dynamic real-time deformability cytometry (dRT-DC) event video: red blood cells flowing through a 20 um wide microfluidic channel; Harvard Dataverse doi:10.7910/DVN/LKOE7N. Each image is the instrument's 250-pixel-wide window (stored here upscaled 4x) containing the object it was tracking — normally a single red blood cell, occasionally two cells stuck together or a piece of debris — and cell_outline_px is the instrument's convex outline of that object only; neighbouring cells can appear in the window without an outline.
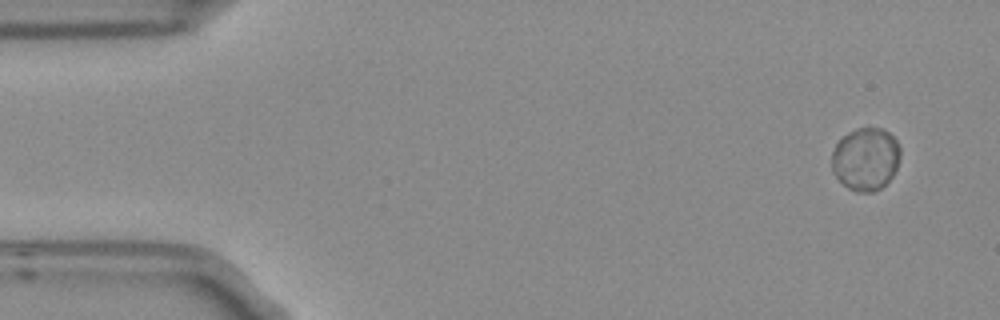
{"species": "Egyptian fruit bat (a non-hibernating species)", "species_latin": "Rousettus aegyptiacus", "temperature_condition": "room temperature", "stored_images_in_passage": 8, "camera_frame_rate_fps": 3000, "um_per_image_px": 0.085, "frame": {"image": 1, "passage_image": 1, "time_ms": 0.0, "image_size_px": [1000, 320], "cell_outline_px": [[900, 156], [896, 168], [892, 176], [880, 188], [872, 192], [856, 192], [848, 188], [832, 172], [832, 152], [836, 144], [848, 132], [856, 128], [880, 128], [888, 132], [896, 140], [900, 148]], "centroid_in_image_um": [73.57, 13.51], "position_along_channel_um": 11.4, "area_um2": 24.91}}
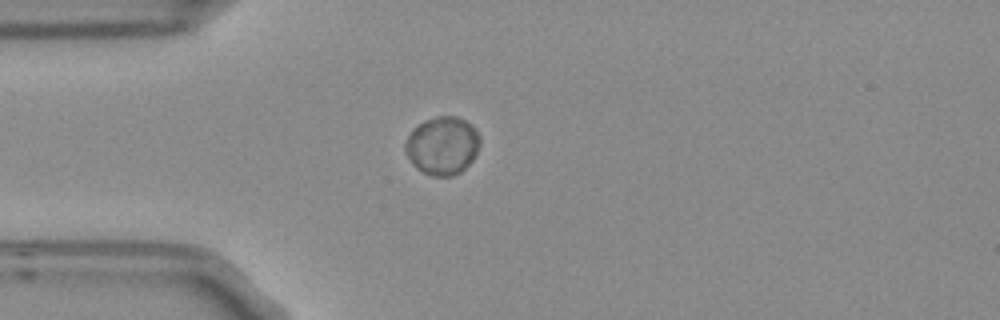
{"frame": {"image": 2, "passage_image": 4, "time_ms": 1.0, "image_size_px": [1000, 320], "cell_outline_px": [[480, 144], [472, 160], [460, 172], [452, 176], [432, 176], [416, 168], [412, 164], [404, 152], [404, 144], [408, 136], [424, 120], [436, 116], [456, 116], [472, 124], [480, 136]], "centroid_in_image_um": [37.6, 12.38], "position_along_channel_um": 47.4, "area_um2": 25.26}}